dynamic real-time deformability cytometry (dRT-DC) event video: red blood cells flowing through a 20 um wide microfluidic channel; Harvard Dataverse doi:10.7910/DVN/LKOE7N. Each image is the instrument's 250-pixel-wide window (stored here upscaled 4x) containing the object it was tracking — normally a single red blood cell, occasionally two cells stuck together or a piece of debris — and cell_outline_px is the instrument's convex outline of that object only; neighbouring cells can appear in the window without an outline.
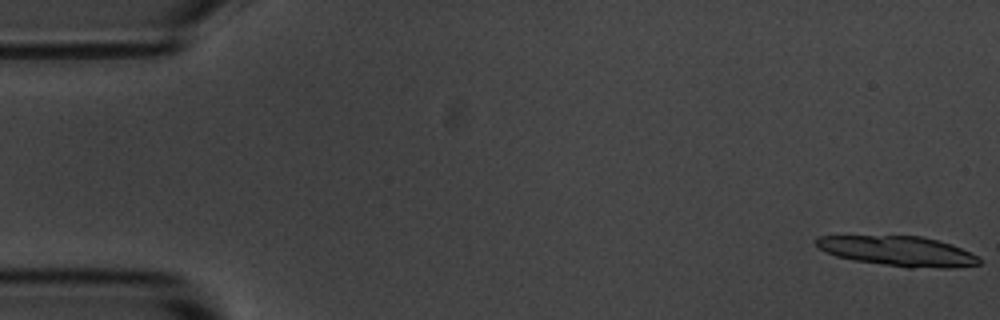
{"species": "common noctule bat (a hibernating species)", "species_latin": "Nyctalus noctula", "temperature_condition": "room temperature", "stored_images_in_passage": 55, "camera_frame_rate_fps": 3000, "um_per_image_px": 0.085, "animal": {"sex": "male", "body_mass_g": 20.1, "forearm_length_mm": 53.5}, "frame": {"image": 1, "passage_image": 1, "time_ms": 0.0, "image_size_px": [1000, 320], "cell_outline_px": [[980, 264], [952, 268], [908, 268], [852, 260], [836, 256], [824, 252], [812, 240], [816, 236], [920, 236], [952, 244], [980, 256]], "centroid_in_image_um": [76.34, 21.35], "position_along_channel_um": 8.7, "area_um2": 28.73}}
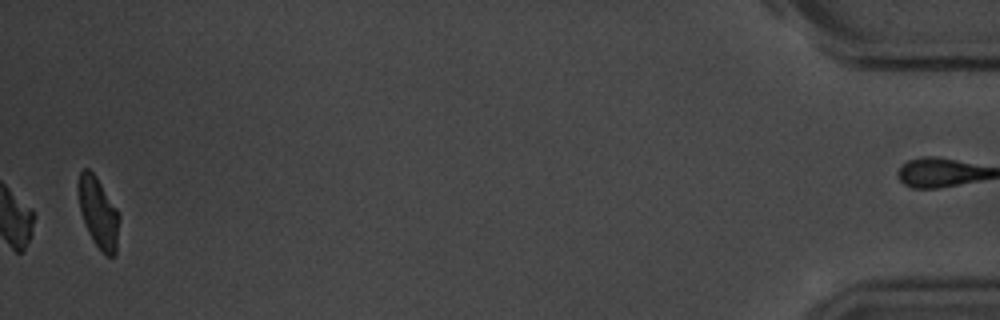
{"frame": {"image": 2, "passage_image": 55, "time_ms": 18.0, "image_size_px": [1000, 320], "cell_outline_px": [[120, 216], [116, 252], [112, 256], [108, 256], [96, 244], [88, 232], [80, 212], [76, 192], [76, 184], [80, 172], [84, 168], [88, 168], [96, 176], [116, 208]], "centroid_in_image_um": [8.32, 18.01], "position_along_channel_um": 426.9, "area_um2": 16.88}, "authors_computed_cell_mechanics": {"area_um2": 17.8024, "velocity_mm_per_s": 3.6145, "shape_relaxation_time_tau1_ms": 1.6938, "shape_relaxation_time_tau2_ms": null, "deformation_change_tau1": 0.0972, "deformation_change_tau2": null}}